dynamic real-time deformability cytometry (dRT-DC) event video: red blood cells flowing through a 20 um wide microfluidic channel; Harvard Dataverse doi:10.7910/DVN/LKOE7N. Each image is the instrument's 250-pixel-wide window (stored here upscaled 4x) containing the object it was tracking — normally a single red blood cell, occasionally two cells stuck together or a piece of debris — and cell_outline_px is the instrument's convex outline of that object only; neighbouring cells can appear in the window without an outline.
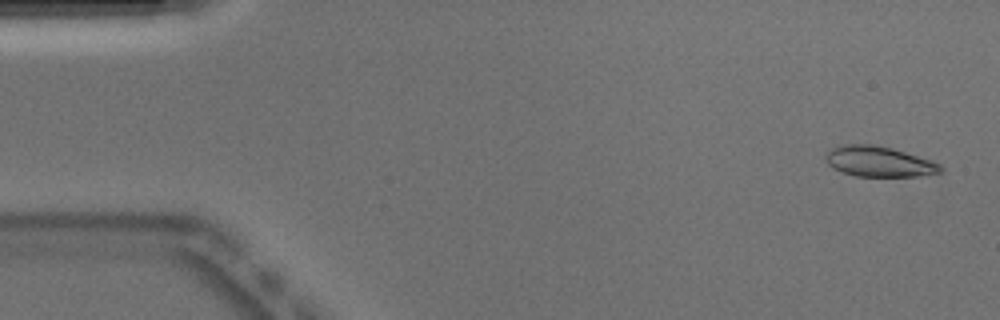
{"species": "Egyptian fruit bat (a non-hibernating species)", "species_latin": "Rousettus aegyptiacus", "temperature_condition": "warm", "stored_images_in_passage": 51, "camera_frame_rate_fps": 3000, "um_per_image_px": 0.085, "animal": {"sex": "male"}, "frame": {"image": 1, "passage_image": 2, "time_ms": 0.333, "image_size_px": [1000, 320], "cell_outline_px": [[944, 168], [940, 172], [916, 176], [856, 176], [832, 168], [828, 164], [824, 156], [832, 148], [844, 144], [872, 144], [892, 148], [932, 160], [940, 164]], "centroid_in_image_um": [74.71, 13.72], "position_along_channel_um": 10.3, "area_um2": 20.29}}
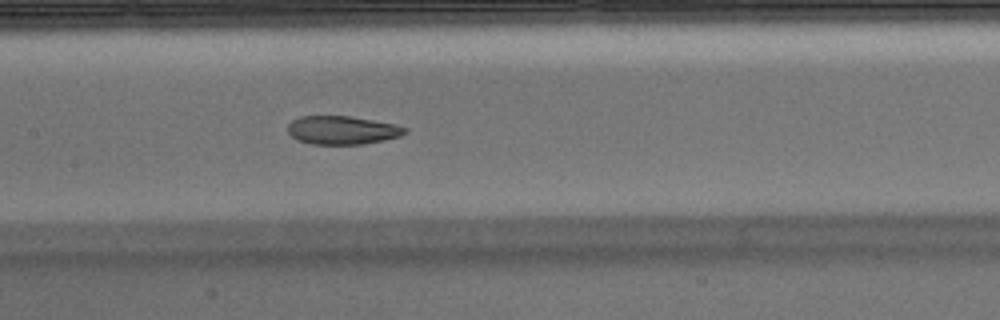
{"frame": {"image": 2, "passage_image": 24, "time_ms": 7.667, "image_size_px": [1000, 320], "cell_outline_px": [[408, 132], [400, 136], [384, 140], [364, 144], [312, 144], [296, 140], [288, 132], [288, 124], [292, 120], [300, 116], [348, 116], [396, 124], [408, 128]], "centroid_in_image_um": [29.1, 11.06], "position_along_channel_um": 178.3, "area_um2": 19.48}}
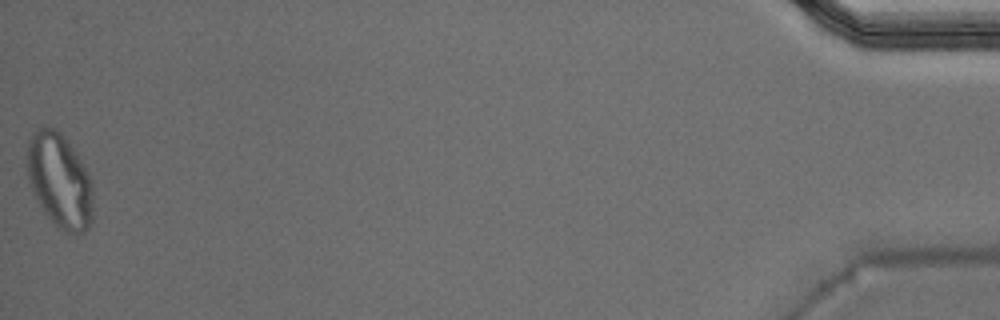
{"frame": {"image": 3, "passage_image": 51, "time_ms": 16.667, "image_size_px": [1000, 320], "cell_outline_px": [[92, 220], [88, 228], [84, 232], [68, 232], [56, 228], [44, 212], [28, 180], [24, 164], [24, 156], [28, 140], [32, 132], [36, 128], [52, 128], [60, 132], [64, 136], [72, 148], [92, 180]], "centroid_in_image_um": [5.02, 15.33], "position_along_channel_um": 430.2, "area_um2": 36.53}, "authors_computed_cell_mechanics": {"area_um2": 20.9814, "velocity_mm_per_s": 3.9046, "shape_relaxation_time_tau1_ms": null, "shape_relaxation_time_tau2_ms": 2.0791, "deformation_change_tau1": null, "deformation_change_tau2": 0.0903}}